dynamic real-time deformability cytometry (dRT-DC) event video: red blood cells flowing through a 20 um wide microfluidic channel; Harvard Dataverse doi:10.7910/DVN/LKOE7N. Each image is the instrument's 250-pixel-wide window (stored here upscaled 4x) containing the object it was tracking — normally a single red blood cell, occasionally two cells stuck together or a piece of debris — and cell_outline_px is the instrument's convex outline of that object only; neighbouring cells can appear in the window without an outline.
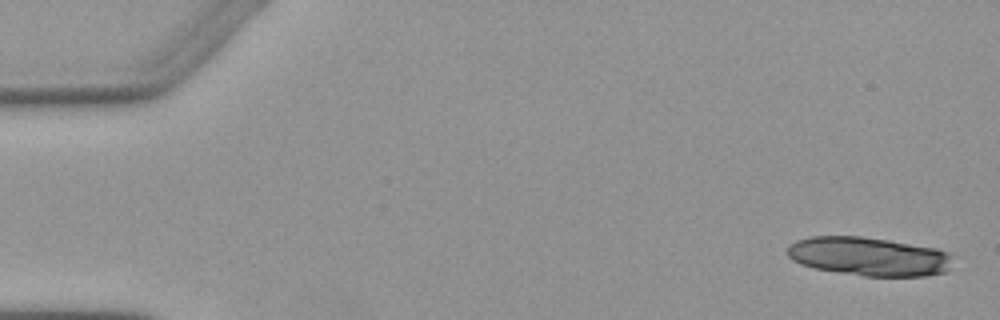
{"species": "Egyptian fruit bat (a non-hibernating species)", "species_latin": "Rousettus aegyptiacus", "temperature_condition": "warm", "stored_images_in_passage": 6, "camera_frame_rate_fps": 3000, "um_per_image_px": 0.085, "animal": {"sex": "female"}, "frame": {"image": 1, "passage_image": 1, "time_ms": 0.0, "image_size_px": [1000, 320], "cell_outline_px": [[956, 256], [952, 268], [948, 272], [924, 276], [864, 276], [812, 268], [800, 264], [792, 260], [788, 256], [788, 244], [796, 240], [808, 236], [860, 236], [888, 240], [936, 248], [948, 252]], "centroid_in_image_um": [73.9, 21.8], "position_along_channel_um": 11.1, "area_um2": 37.97}}
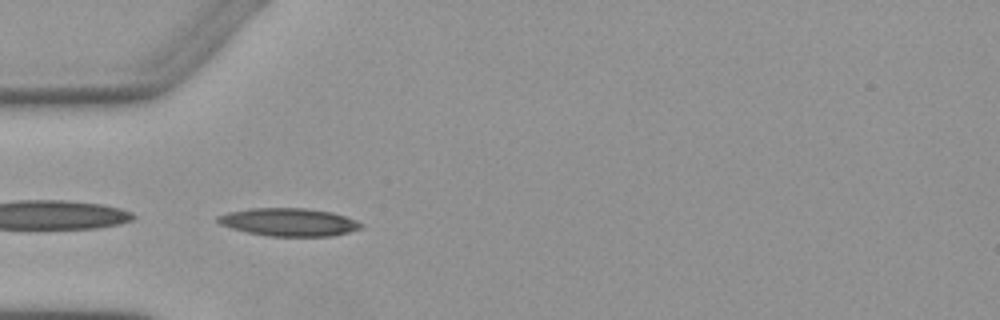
{"frame": {"image": 2, "passage_image": 5, "time_ms": 5.0, "image_size_px": [1000, 320], "cell_outline_px": [[364, 228], [332, 236], [268, 236], [248, 232], [232, 228], [220, 224], [216, 220], [216, 216], [228, 212], [252, 208], [308, 208], [332, 212], [356, 220], [364, 224]], "centroid_in_image_um": [24.58, 18.87], "position_along_channel_um": 60.4, "area_um2": 23.35}}